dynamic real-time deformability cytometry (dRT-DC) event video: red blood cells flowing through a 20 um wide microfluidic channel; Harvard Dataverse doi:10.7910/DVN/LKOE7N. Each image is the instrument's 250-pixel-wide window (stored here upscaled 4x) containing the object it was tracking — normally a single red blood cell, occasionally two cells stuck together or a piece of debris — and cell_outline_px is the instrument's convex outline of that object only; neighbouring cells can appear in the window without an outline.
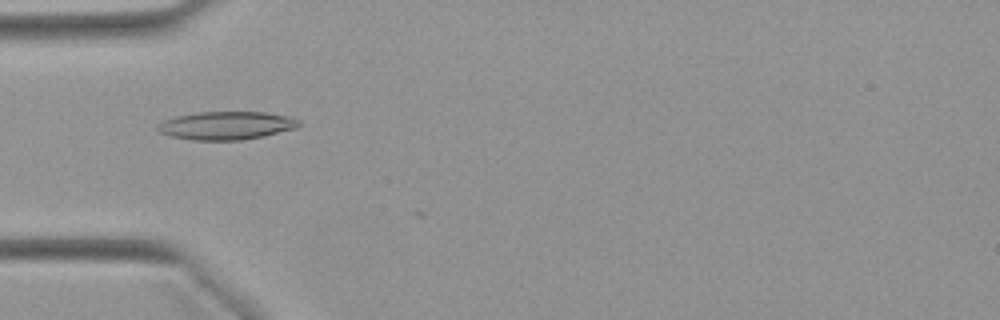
{"species": "Egyptian fruit bat (a non-hibernating species)", "species_latin": "Rousettus aegyptiacus", "temperature_condition": "warm", "stored_images_in_passage": 3, "camera_frame_rate_fps": 3000, "um_per_image_px": 0.085, "animal": {"sex": "female"}, "frame": {"image": 1, "passage_image": 2, "time_ms": 0.333, "image_size_px": [1000, 320], "cell_outline_px": [[300, 124], [296, 128], [264, 136], [240, 140], [192, 140], [172, 136], [160, 132], [156, 128], [156, 124], [164, 120], [176, 116], [196, 112], [268, 112], [292, 116], [300, 120]], "centroid_in_image_um": [19.26, 10.66], "position_along_channel_um": 65.7, "area_um2": 23.35}}